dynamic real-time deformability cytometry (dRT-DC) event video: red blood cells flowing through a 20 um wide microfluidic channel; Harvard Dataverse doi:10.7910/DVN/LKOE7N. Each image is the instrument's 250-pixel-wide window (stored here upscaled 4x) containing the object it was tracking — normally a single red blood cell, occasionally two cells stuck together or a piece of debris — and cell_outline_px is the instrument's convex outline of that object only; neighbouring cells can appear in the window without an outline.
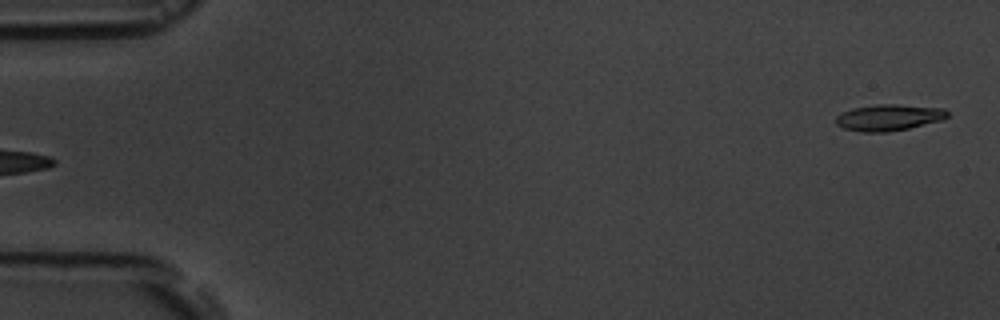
{"species": "common noctule bat (a hibernating species)", "species_latin": "Nyctalus noctula", "temperature_condition": "room temperature", "stored_images_in_passage": 6, "camera_frame_rate_fps": 3000, "um_per_image_px": 0.085, "animal": {"sex": "male", "body_mass_g": 19.5, "forearm_length_mm": 54.6}, "frame": {"image": 1, "passage_image": 6, "time_ms": 5.667, "image_size_px": [1000, 320], "cell_outline_px": [[948, 116], [944, 120], [908, 128], [888, 132], [860, 132], [844, 128], [836, 124], [836, 116], [852, 108], [876, 104], [900, 104], [944, 108], [948, 112]], "centroid_in_image_um": [75.57, 9.98], "position_along_channel_um": 9.4, "area_um2": 17.22}}